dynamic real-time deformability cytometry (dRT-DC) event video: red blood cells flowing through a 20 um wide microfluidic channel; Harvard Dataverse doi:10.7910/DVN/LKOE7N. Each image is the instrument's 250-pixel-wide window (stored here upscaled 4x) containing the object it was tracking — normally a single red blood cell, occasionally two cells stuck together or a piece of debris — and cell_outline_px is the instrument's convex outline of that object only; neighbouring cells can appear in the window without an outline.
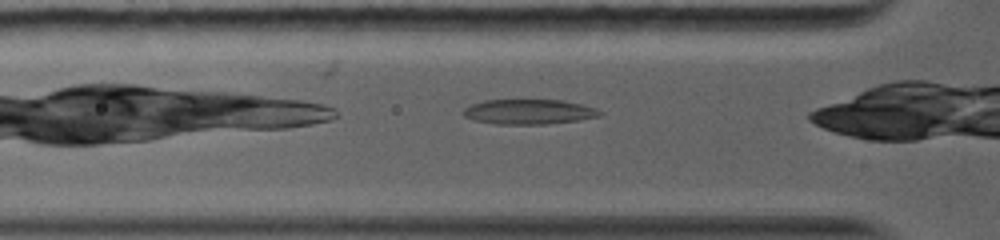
{"species": "common noctule bat (a hibernating species)", "species_latin": "Nyctalus noctula", "temperature_condition": "warm", "stored_images_in_passage": 15, "camera_frame_rate_fps": 5000, "um_per_image_px": 0.085, "animal": {"sex": "female", "body_mass_g": 19.0, "forearm_length_mm": 56.7}, "frame": {"image": 1, "passage_image": 3, "time_ms": 1.0, "image_size_px": [1000, 240], "cell_outline_px": [[604, 112], [600, 116], [580, 120], [544, 124], [496, 124], [472, 120], [464, 116], [460, 112], [464, 108], [472, 104], [484, 100], [564, 100], [584, 104], [596, 108]], "centroid_in_image_um": [44.97, 9.5], "position_along_channel_um": 80.8, "area_um2": 20.11}}
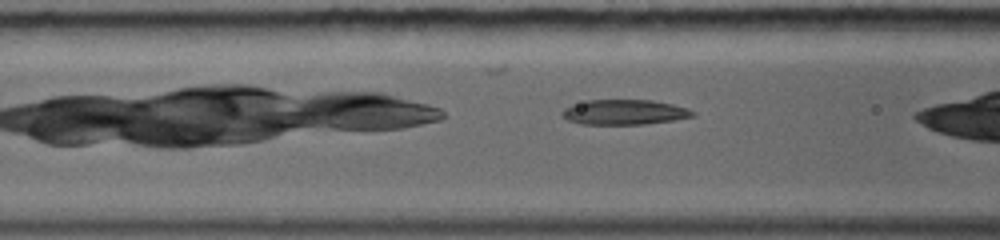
{"frame": {"image": 2, "passage_image": 5, "time_ms": 1.8, "image_size_px": [1000, 240], "cell_outline_px": [[696, 112], [692, 116], [672, 120], [644, 124], [580, 124], [568, 120], [560, 112], [564, 108], [572, 104], [588, 100], [652, 100], [672, 104], [688, 108]], "centroid_in_image_um": [53.05, 9.53], "position_along_channel_um": 113.6, "area_um2": 18.96}}